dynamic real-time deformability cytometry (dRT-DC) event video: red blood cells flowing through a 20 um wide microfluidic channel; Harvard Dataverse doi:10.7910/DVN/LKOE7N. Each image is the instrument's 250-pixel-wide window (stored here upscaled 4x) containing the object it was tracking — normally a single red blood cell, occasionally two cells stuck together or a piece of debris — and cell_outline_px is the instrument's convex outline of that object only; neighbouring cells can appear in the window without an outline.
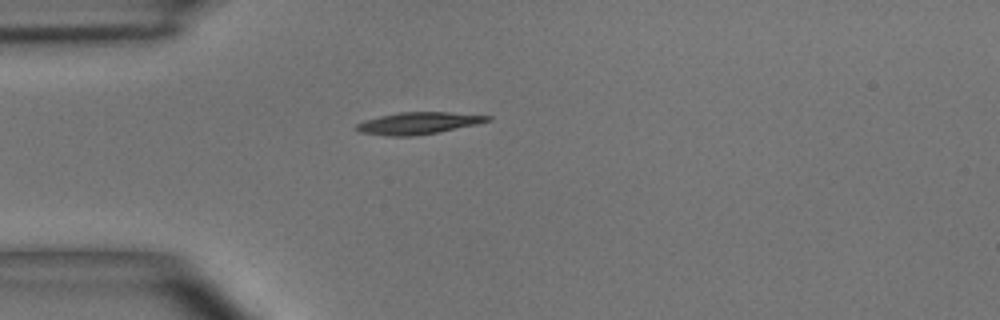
{"species": "common noctule bat (a hibernating species)", "species_latin": "Nyctalus noctula", "temperature_condition": "room temperature", "stored_images_in_passage": 1, "camera_frame_rate_fps": 3000, "um_per_image_px": 0.085, "animal": {"sex": "male", "body_mass_g": 15.6}, "frame": {"image": 1, "passage_image": 1, "time_ms": 0.0, "image_size_px": [1000, 320], "cell_outline_px": [[492, 120], [476, 124], [436, 132], [412, 136], [384, 136], [360, 132], [356, 128], [356, 124], [364, 120], [380, 116], [400, 112], [448, 112], [492, 116]], "centroid_in_image_um": [35.53, 10.46], "position_along_channel_um": 49.5, "area_um2": 16.59}}